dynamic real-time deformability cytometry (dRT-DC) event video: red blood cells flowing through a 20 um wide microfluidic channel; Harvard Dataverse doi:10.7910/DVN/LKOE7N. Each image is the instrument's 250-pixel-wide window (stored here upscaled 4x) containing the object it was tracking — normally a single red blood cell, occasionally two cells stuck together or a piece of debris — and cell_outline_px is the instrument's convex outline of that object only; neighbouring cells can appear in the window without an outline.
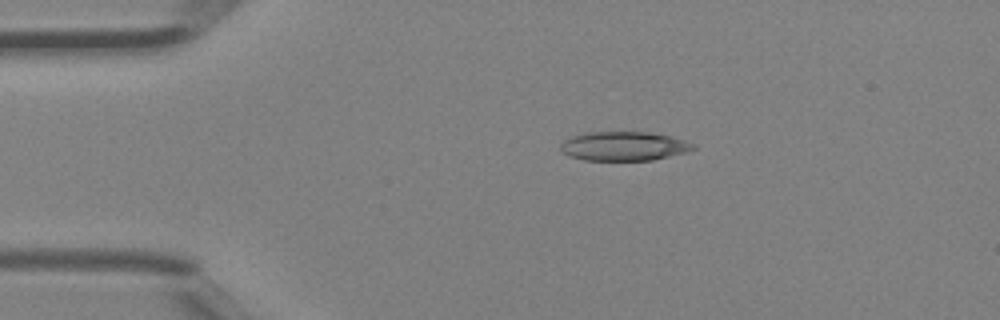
{"species": "Egyptian fruit bat (a non-hibernating species)", "species_latin": "Rousettus aegyptiacus", "temperature_condition": "room temperature", "stored_images_in_passage": 37, "camera_frame_rate_fps": 3000, "um_per_image_px": 0.085, "animal": {"sex": "female"}, "frame": {"image": 1, "passage_image": 1, "time_ms": 0.0, "image_size_px": [1000, 320], "cell_outline_px": [[696, 148], [688, 152], [652, 160], [584, 160], [568, 156], [560, 152], [560, 144], [568, 136], [584, 132], [648, 132], [668, 136], [684, 140], [696, 144]], "centroid_in_image_um": [52.98, 12.42], "position_along_channel_um": 32.0, "area_um2": 22.77}}
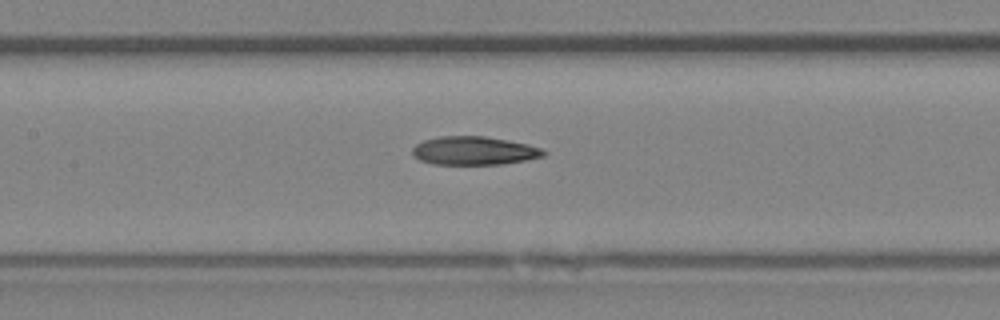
{"frame": {"image": 2, "passage_image": 13, "time_ms": 4.0, "image_size_px": [1000, 320], "cell_outline_px": [[548, 152], [544, 156], [528, 160], [500, 164], [436, 164], [420, 160], [412, 152], [412, 148], [416, 144], [424, 140], [440, 136], [484, 136], [508, 140], [528, 144], [540, 148]], "centroid_in_image_um": [40.33, 12.8], "position_along_channel_um": 167.1, "area_um2": 21.68}}
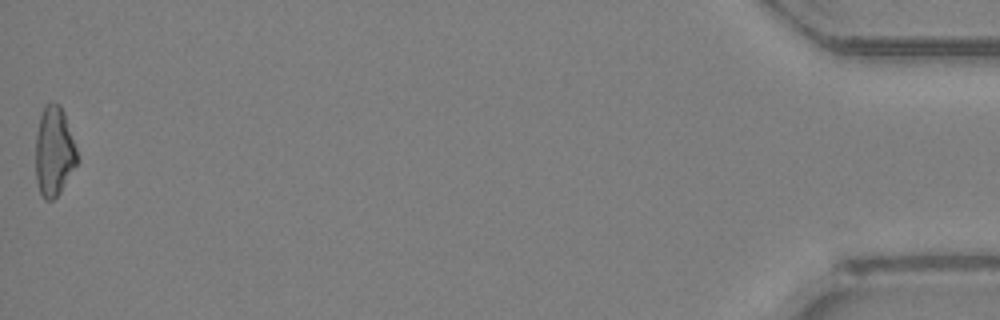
{"frame": {"image": 3, "passage_image": 37, "time_ms": 12.0, "image_size_px": [1000, 320], "cell_outline_px": [[80, 160], [60, 192], [52, 200], [44, 200], [40, 192], [36, 180], [36, 132], [40, 116], [44, 104], [60, 104], [64, 112], [80, 156]], "centroid_in_image_um": [4.62, 12.88], "position_along_channel_um": 430.6, "area_um2": 21.96}, "authors_computed_cell_mechanics": {"area_um2": 21.9062, "velocity_mm_per_s": 4.5579, "shape_relaxation_time_tau1_ms": null, "shape_relaxation_time_tau2_ms": 5.2354, "deformation_change_tau1": null, "deformation_change_tau2": 0.1597}}